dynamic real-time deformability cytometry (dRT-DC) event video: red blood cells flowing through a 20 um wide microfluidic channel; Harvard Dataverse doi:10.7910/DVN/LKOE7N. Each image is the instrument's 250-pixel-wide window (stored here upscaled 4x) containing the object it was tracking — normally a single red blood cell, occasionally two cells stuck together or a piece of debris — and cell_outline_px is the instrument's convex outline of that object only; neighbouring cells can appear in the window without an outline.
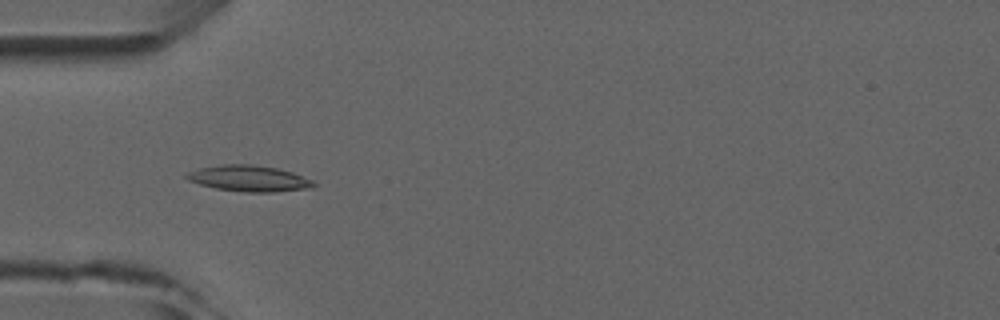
{"species": "common noctule bat (a hibernating species)", "species_latin": "Nyctalus noctula", "temperature_condition": "room temperature", "stored_images_in_passage": 7, "camera_frame_rate_fps": 3000, "um_per_image_px": 0.085, "animal": {"sex": "male", "forearm_length_mm": 52.5}, "frame": {"image": 1, "passage_image": 4, "time_ms": 4.333, "image_size_px": [1000, 320], "cell_outline_px": [[316, 184], [312, 188], [276, 192], [244, 192], [216, 188], [200, 184], [188, 180], [184, 176], [188, 172], [200, 168], [220, 164], [252, 164], [276, 168], [292, 172], [312, 180]], "centroid_in_image_um": [21.17, 15.17], "position_along_channel_um": 63.8, "area_um2": 19.25}}
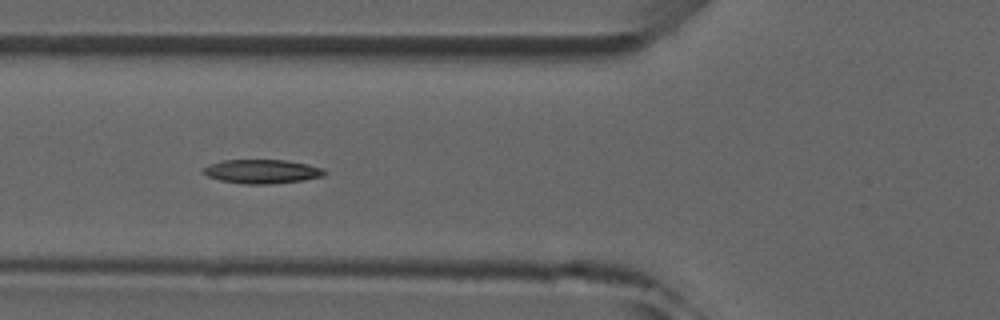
{"frame": {"image": 2, "passage_image": 5, "time_ms": 5.333, "image_size_px": [1000, 320], "cell_outline_px": [[328, 172], [324, 176], [304, 180], [268, 184], [244, 184], [220, 180], [208, 176], [200, 172], [200, 168], [208, 164], [224, 160], [284, 160], [308, 164], [324, 168]], "centroid_in_image_um": [22.25, 14.57], "position_along_channel_um": 103.5, "area_um2": 17.17}}
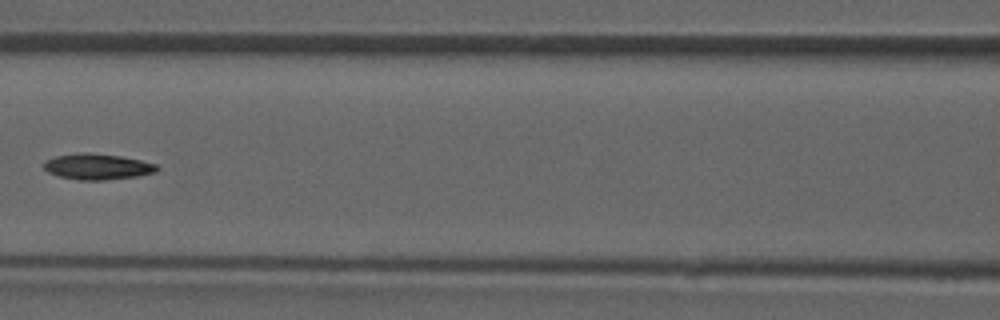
{"frame": {"image": 3, "passage_image": 6, "time_ms": 6.667, "image_size_px": [1000, 320], "cell_outline_px": [[160, 168], [156, 172], [136, 176], [104, 180], [80, 180], [60, 176], [48, 172], [44, 168], [44, 160], [56, 156], [84, 152], [88, 152], [120, 156], [140, 160], [156, 164]], "centroid_in_image_um": [8.28, 14.16], "position_along_channel_um": 158.3, "area_um2": 16.94}}